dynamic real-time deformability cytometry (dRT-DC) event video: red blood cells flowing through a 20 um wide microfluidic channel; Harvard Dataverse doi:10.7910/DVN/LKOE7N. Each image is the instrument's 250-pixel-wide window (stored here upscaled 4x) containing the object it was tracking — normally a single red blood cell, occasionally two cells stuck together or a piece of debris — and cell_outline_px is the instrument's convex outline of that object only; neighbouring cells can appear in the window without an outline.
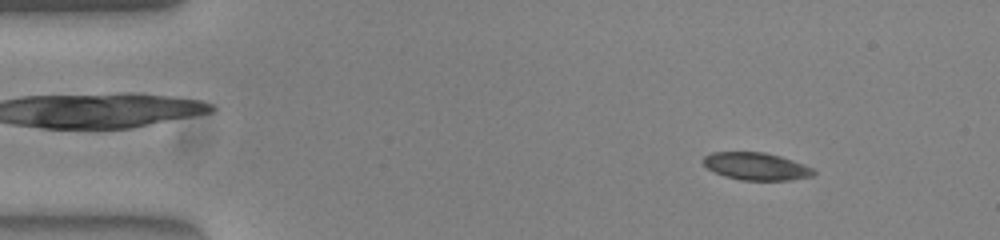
{"species": "common noctule bat (a hibernating species)", "species_latin": "Nyctalus noctula", "temperature_condition": "warm", "stored_images_in_passage": 52, "camera_frame_rate_fps": 3000, "um_per_image_px": 0.085, "animal": {"sex": "female", "body_mass_g": 23.0, "forearm_length_mm": 53.4}, "frame": {"image": 1, "passage_image": 6, "time_ms": 1.667, "image_size_px": [1000, 240], "cell_outline_px": [[816, 172], [812, 176], [792, 180], [740, 180], [724, 176], [708, 168], [700, 160], [704, 156], [712, 152], [764, 152], [780, 156], [804, 164], [812, 168]], "centroid_in_image_um": [64.26, 14.13], "position_along_channel_um": 20.7, "area_um2": 17.69}}
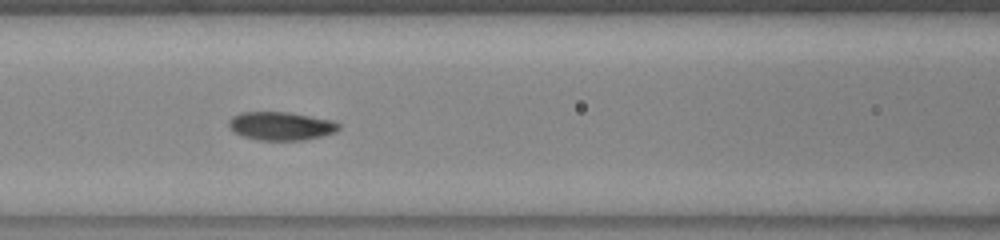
{"frame": {"image": 2, "passage_image": 22, "time_ms": 7.0, "image_size_px": [1000, 240], "cell_outline_px": [[340, 128], [336, 132], [304, 140], [260, 140], [244, 136], [228, 128], [228, 120], [232, 116], [240, 112], [288, 112], [332, 120], [340, 124]], "centroid_in_image_um": [23.87, 10.7], "position_along_channel_um": 142.7, "area_um2": 18.15}}
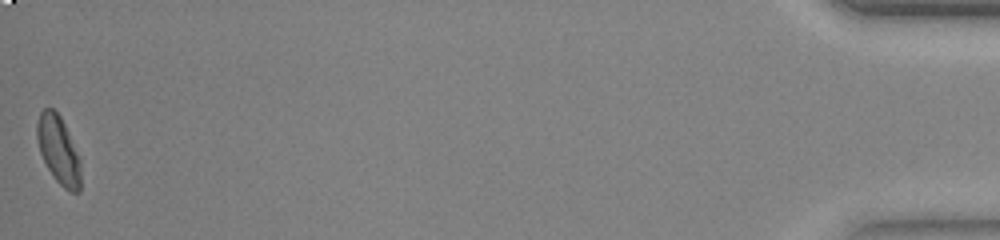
{"frame": {"image": 3, "passage_image": 52, "time_ms": 17.0, "image_size_px": [1000, 240], "cell_outline_px": [[80, 192], [72, 192], [64, 188], [52, 176], [40, 152], [36, 136], [36, 124], [40, 112], [44, 108], [52, 108], [60, 116], [68, 132], [80, 160]], "centroid_in_image_um": [4.95, 12.74], "position_along_channel_um": 430.2, "area_um2": 17.11}, "authors_computed_cell_mechanics": {"area_um2": 18.207, "velocity_mm_per_s": 3.8793, "shape_relaxation_time_tau1_ms": 6.0353, "shape_relaxation_time_tau2_ms": 1.4902, "deformation_change_tau1": 0.1758, "deformation_change_tau2": 0.0495}}